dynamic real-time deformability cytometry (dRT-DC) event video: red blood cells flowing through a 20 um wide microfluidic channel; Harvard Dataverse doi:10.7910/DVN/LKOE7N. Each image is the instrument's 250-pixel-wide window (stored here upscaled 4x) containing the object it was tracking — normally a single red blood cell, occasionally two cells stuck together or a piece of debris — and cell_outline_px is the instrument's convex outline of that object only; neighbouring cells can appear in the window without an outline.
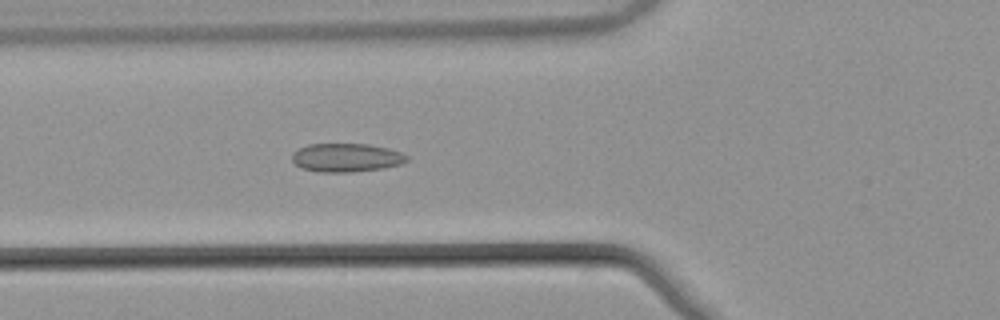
{"species": "common noctule bat (a hibernating species)", "species_latin": "Nyctalus noctula", "temperature_condition": "warm", "stored_images_in_passage": 53, "camera_frame_rate_fps": 3000, "um_per_image_px": 0.085, "animal": {"sex": "male", "body_mass_g": 21.5, "forearm_length_mm": 52.0}, "frame": {"image": 1, "passage_image": 20, "time_ms": 6.333, "image_size_px": [1000, 320], "cell_outline_px": [[408, 160], [400, 164], [384, 168], [352, 172], [320, 172], [300, 168], [292, 160], [292, 152], [308, 144], [368, 144], [388, 148], [400, 152], [408, 156]], "centroid_in_image_um": [29.42, 13.4], "position_along_channel_um": 96.4, "area_um2": 19.13}}
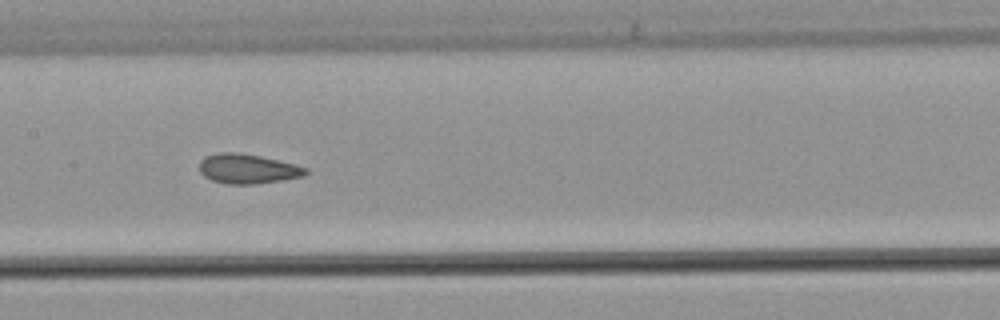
{"frame": {"image": 2, "passage_image": 27, "time_ms": 8.667, "image_size_px": [1000, 320], "cell_outline_px": [[308, 172], [304, 176], [280, 180], [252, 184], [228, 184], [212, 180], [204, 176], [200, 172], [200, 160], [204, 156], [216, 152], [236, 152], [260, 156], [296, 164], [308, 168]], "centroid_in_image_um": [21.03, 14.33], "position_along_channel_um": 186.4, "area_um2": 18.38}}
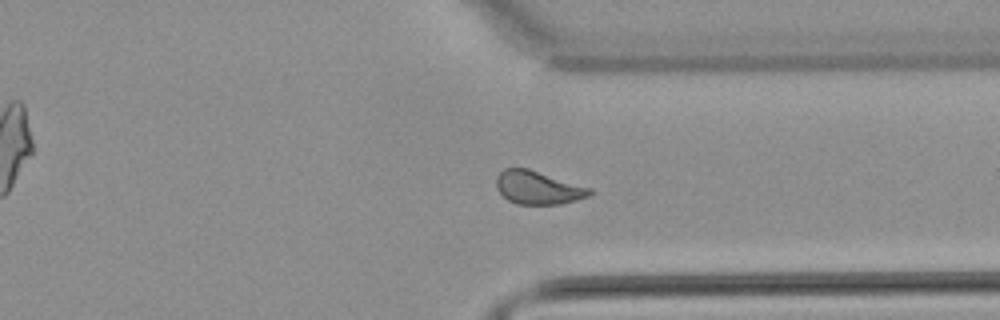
{"frame": {"image": 3, "passage_image": 41, "time_ms": 13.333, "image_size_px": [1000, 320], "cell_outline_px": [[592, 192], [588, 196], [576, 200], [560, 204], [516, 204], [508, 200], [496, 188], [496, 176], [504, 168], [528, 168], [592, 188]], "centroid_in_image_um": [45.72, 15.94], "position_along_channel_um": 365.7, "area_um2": 18.09}, "authors_computed_cell_mechanics": {"area_um2": 18.6694, "velocity_mm_per_s": 3.8424, "shape_relaxation_time_tau1_ms": null, "shape_relaxation_time_tau2_ms": 1.1013, "deformation_change_tau1": null, "deformation_change_tau2": 0.0608}}